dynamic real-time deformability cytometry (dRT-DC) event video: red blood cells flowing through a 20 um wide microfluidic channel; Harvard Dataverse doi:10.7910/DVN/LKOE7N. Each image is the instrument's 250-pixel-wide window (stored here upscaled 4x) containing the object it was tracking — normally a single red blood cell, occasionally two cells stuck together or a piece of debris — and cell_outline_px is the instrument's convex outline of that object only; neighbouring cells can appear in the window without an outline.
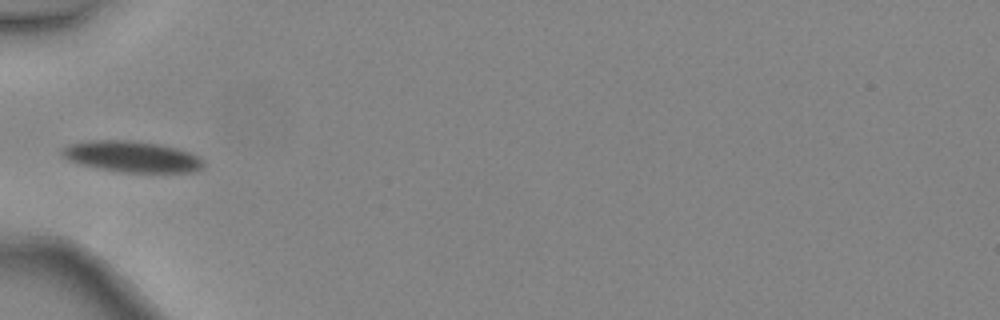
{"species": "common noctule bat (a hibernating species)", "species_latin": "Nyctalus noctula", "temperature_condition": "warm", "stored_images_in_passage": 5, "camera_frame_rate_fps": 3000, "um_per_image_px": 0.085, "animal": {"sex": "female", "body_mass_g": 24.6, "forearm_length_mm": 56.2}, "frame": {"image": 1, "passage_image": 5, "time_ms": 1.333, "image_size_px": [1000, 320], "cell_outline_px": [[204, 164], [196, 172], [124, 172], [96, 168], [80, 164], [68, 160], [60, 152], [68, 144], [88, 140], [128, 140], [156, 144], [176, 148], [188, 152], [204, 160]], "centroid_in_image_um": [11.18, 13.31], "position_along_channel_um": 73.8, "area_um2": 25.43}}